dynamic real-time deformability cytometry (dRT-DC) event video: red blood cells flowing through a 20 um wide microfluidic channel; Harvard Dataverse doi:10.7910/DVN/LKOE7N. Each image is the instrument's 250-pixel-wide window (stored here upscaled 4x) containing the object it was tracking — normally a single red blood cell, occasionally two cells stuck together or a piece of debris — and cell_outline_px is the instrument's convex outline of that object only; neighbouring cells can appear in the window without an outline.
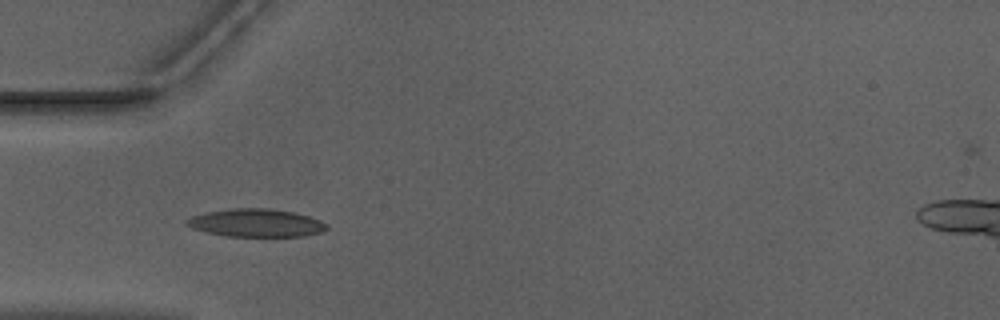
{"species": "Egyptian fruit bat (a non-hibernating species)", "species_latin": "Rousettus aegyptiacus", "temperature_condition": "warm", "stored_images_in_passage": 51, "camera_frame_rate_fps": 3000, "um_per_image_px": 0.085, "animal": {"sex": "male"}, "frame": {"image": 1, "passage_image": 15, "time_ms": 4.667, "image_size_px": [1000, 320], "cell_outline_px": [[328, 228], [320, 232], [304, 236], [224, 236], [204, 232], [192, 228], [184, 224], [184, 220], [192, 216], [204, 212], [232, 208], [264, 208], [292, 212], [308, 216], [320, 220], [328, 224]], "centroid_in_image_um": [21.71, 18.95], "position_along_channel_um": 63.3, "area_um2": 22.89}}
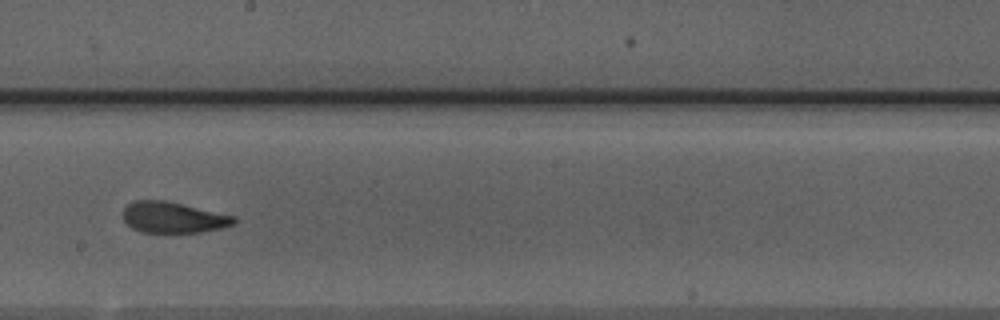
{"frame": {"image": 2, "passage_image": 28, "time_ms": 9.0, "image_size_px": [1000, 320], "cell_outline_px": [[236, 220], [232, 224], [224, 228], [200, 232], [140, 232], [132, 228], [124, 220], [124, 208], [128, 204], [136, 200], [164, 200], [236, 216]], "centroid_in_image_um": [14.73, 18.48], "position_along_channel_um": 233.5, "area_um2": 19.88}}
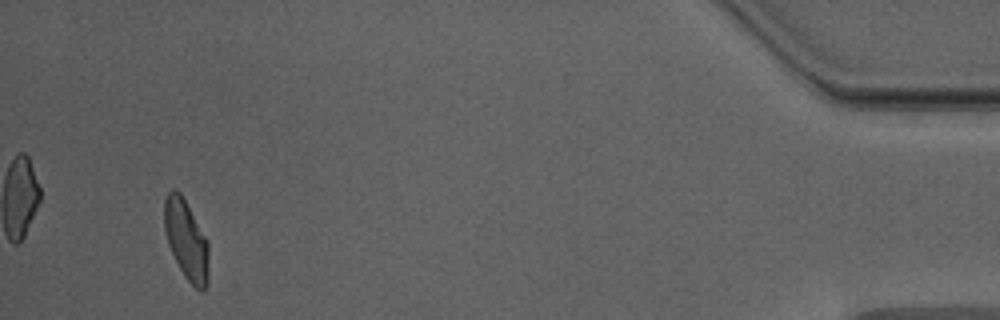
{"frame": {"image": 3, "passage_image": 48, "time_ms": 15.667, "image_size_px": [1000, 320], "cell_outline_px": [[208, 280], [204, 292], [200, 292], [184, 276], [168, 244], [164, 228], [164, 200], [168, 192], [172, 188], [176, 188], [180, 192], [208, 240]], "centroid_in_image_um": [15.83, 20.38], "position_along_channel_um": 419.4, "area_um2": 20.63}, "authors_computed_cell_mechanics": {"area_um2": 20.808, "velocity_mm_per_s": 3.9568, "shape_relaxation_time_tau1_ms": 5.6618, "shape_relaxation_time_tau2_ms": 1.6236, "deformation_change_tau1": 0.1799, "deformation_change_tau2": 0.0837}}